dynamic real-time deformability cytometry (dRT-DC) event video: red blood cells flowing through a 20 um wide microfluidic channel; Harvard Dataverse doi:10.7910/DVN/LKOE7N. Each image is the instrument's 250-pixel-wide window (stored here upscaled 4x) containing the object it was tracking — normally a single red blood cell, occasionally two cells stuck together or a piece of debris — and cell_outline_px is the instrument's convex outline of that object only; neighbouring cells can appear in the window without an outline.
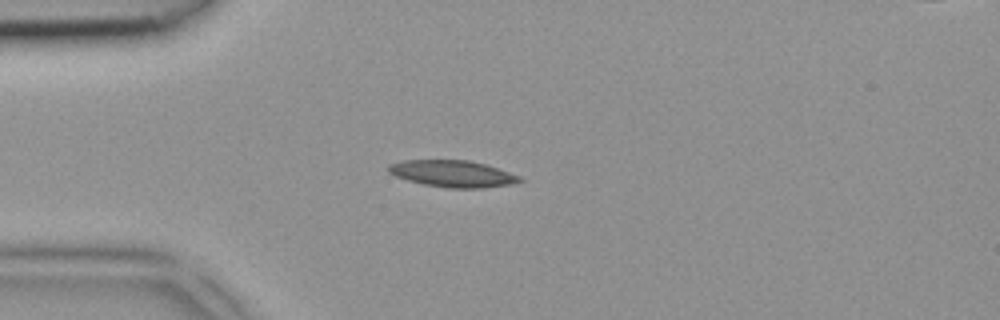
{"species": "common noctule bat (a hibernating species)", "species_latin": "Nyctalus noctula", "temperature_condition": "room temperature", "stored_images_in_passage": 1, "camera_frame_rate_fps": 3000, "um_per_image_px": 0.085, "animal": {"sex": "female", "body_mass_g": 18.4}, "frame": {"image": 1, "passage_image": 1, "time_ms": 0.0, "image_size_px": [1000, 320], "cell_outline_px": [[524, 180], [512, 184], [484, 188], [448, 188], [424, 184], [408, 180], [396, 176], [388, 172], [388, 164], [404, 160], [468, 160], [484, 164], [520, 176]], "centroid_in_image_um": [38.47, 14.77], "position_along_channel_um": 46.5, "area_um2": 20.29}}